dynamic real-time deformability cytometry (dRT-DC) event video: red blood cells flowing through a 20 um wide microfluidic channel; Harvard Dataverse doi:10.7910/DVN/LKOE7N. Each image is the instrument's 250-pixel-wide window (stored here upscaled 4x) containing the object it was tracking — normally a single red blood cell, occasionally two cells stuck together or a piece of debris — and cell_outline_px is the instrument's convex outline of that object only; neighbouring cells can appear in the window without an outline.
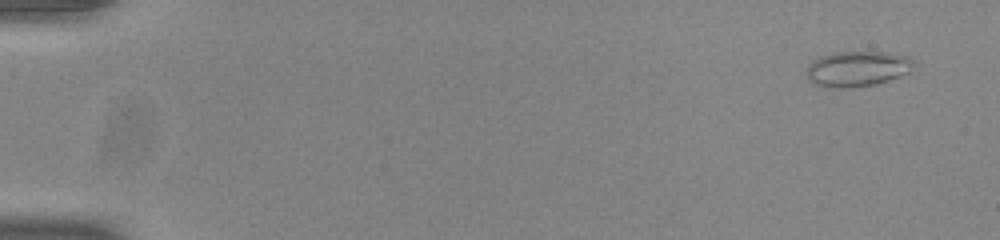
{"species": "common noctule bat (a hibernating species)", "species_latin": "Nyctalus noctula", "temperature_condition": "room temperature", "stored_images_in_passage": 52, "camera_frame_rate_fps": 3000, "um_per_image_px": 0.085, "animal": {"sex": "male", "body_mass_g": 20.0, "forearm_length_mm": 53.3}, "frame": {"image": 1, "passage_image": 1, "time_ms": 0.0, "image_size_px": [1000, 240], "cell_outline_px": [[912, 64], [908, 72], [888, 80], [872, 84], [844, 88], [836, 88], [816, 84], [808, 80], [804, 72], [808, 64], [812, 60], [820, 56], [832, 52], [888, 52], [908, 56], [912, 60]], "centroid_in_image_um": [72.78, 5.82], "position_along_channel_um": 12.2, "area_um2": 21.96}}
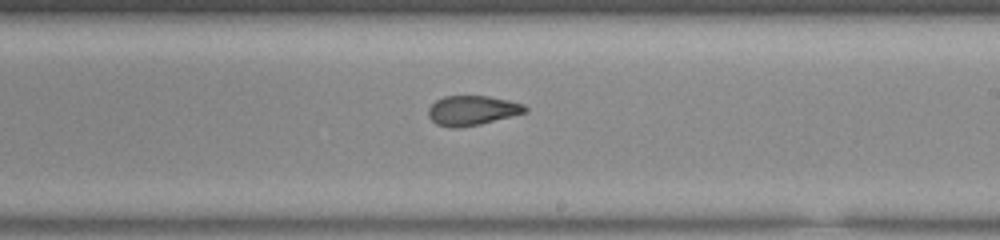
{"frame": {"image": 2, "passage_image": 31, "time_ms": 10.0, "image_size_px": [1000, 240], "cell_outline_px": [[528, 112], [480, 124], [460, 128], [452, 128], [436, 124], [428, 116], [428, 108], [436, 100], [444, 96], [488, 96], [508, 100], [524, 104], [528, 108]], "centroid_in_image_um": [40.14, 9.39], "position_along_channel_um": 248.9, "area_um2": 16.82}}
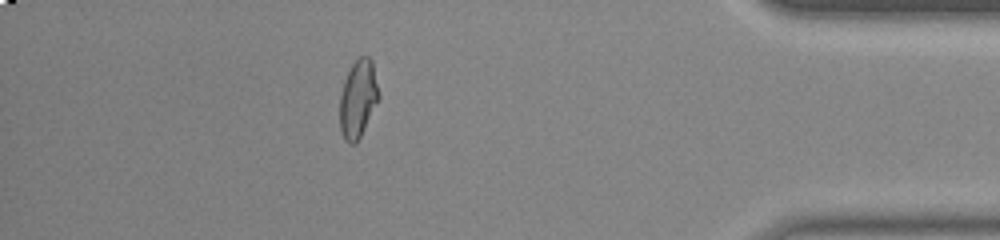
{"frame": {"image": 3, "passage_image": 46, "time_ms": 15.0, "image_size_px": [1000, 240], "cell_outline_px": [[380, 96], [356, 144], [348, 144], [344, 140], [340, 132], [340, 96], [344, 80], [352, 64], [360, 56], [368, 56], [372, 60]], "centroid_in_image_um": [30.42, 8.41], "position_along_channel_um": 404.8, "area_um2": 17.57}, "authors_computed_cell_mechanics": {"area_um2": 17.5712, "velocity_mm_per_s": 3.8794, "shape_relaxation_time_tau1_ms": null, "shape_relaxation_time_tau2_ms": 1.3327, "deformation_change_tau1": null, "deformation_change_tau2": 0.0762}}